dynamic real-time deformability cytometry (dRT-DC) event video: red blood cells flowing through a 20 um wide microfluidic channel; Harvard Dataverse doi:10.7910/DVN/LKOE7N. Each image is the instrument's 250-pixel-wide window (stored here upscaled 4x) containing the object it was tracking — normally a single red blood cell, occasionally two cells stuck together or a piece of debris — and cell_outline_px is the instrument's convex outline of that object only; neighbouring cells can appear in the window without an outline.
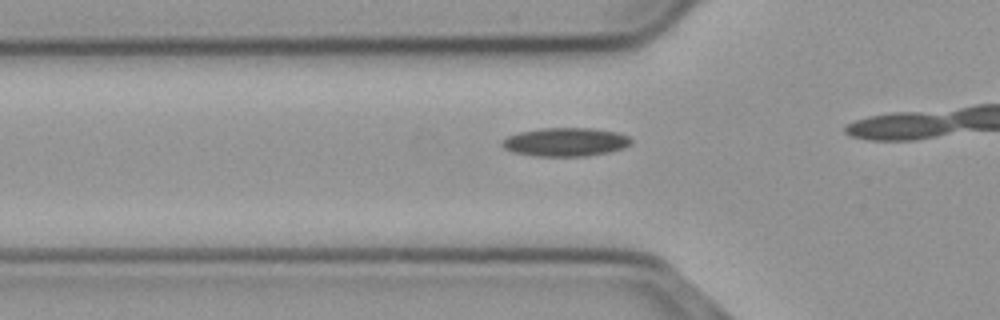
{"species": "common noctule bat (a hibernating species)", "species_latin": "Nyctalus noctula", "temperature_condition": "cold", "stored_images_in_passage": 10, "camera_frame_rate_fps": 3000, "um_per_image_px": 0.085, "animal": {"sex": "male", "body_mass_g": 23.1, "forearm_length_mm": 52.7}, "frame": {"image": 1, "passage_image": 5, "time_ms": 1.333, "image_size_px": [1000, 320], "cell_outline_px": [[632, 144], [624, 148], [608, 152], [588, 156], [536, 156], [512, 152], [504, 148], [500, 144], [508, 136], [520, 132], [540, 128], [592, 128], [616, 132], [628, 136], [632, 140]], "centroid_in_image_um": [48.08, 12.07], "position_along_channel_um": 77.7, "area_um2": 21.5}}
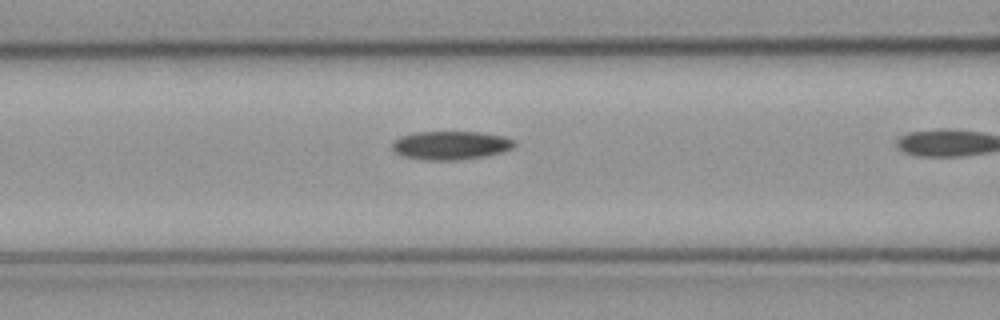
{"frame": {"image": 2, "passage_image": 9, "time_ms": 2.667, "image_size_px": [1000, 320], "cell_outline_px": [[516, 144], [512, 148], [504, 152], [484, 156], [456, 160], [428, 160], [400, 156], [392, 148], [392, 144], [400, 136], [416, 132], [480, 132], [504, 136], [516, 140]], "centroid_in_image_um": [38.34, 12.35], "position_along_channel_um": 128.3, "area_um2": 20.4}}